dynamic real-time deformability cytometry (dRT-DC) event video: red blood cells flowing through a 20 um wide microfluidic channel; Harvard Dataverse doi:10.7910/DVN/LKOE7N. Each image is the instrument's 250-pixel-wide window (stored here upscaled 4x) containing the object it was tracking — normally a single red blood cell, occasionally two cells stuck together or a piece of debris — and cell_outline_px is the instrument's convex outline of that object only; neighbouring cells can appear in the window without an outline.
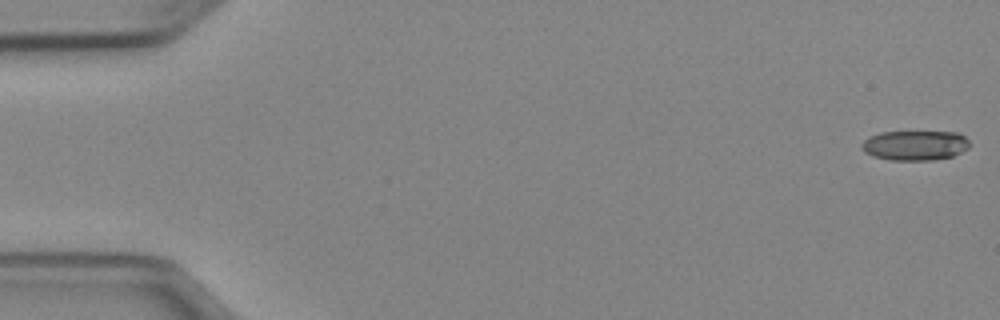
{"species": "Egyptian fruit bat (a non-hibernating species)", "species_latin": "Rousettus aegyptiacus", "temperature_condition": "cold", "stored_images_in_passage": 9, "camera_frame_rate_fps": 3000, "um_per_image_px": 0.085, "animal": {"sex": "female"}, "frame": {"image": 1, "passage_image": 1, "time_ms": 0.0, "image_size_px": [1000, 320], "cell_outline_px": [[968, 148], [952, 156], [932, 160], [892, 160], [872, 156], [864, 152], [860, 148], [860, 144], [868, 136], [880, 132], [960, 132], [968, 140]], "centroid_in_image_um": [77.72, 12.35], "position_along_channel_um": 7.3, "area_um2": 18.84}}